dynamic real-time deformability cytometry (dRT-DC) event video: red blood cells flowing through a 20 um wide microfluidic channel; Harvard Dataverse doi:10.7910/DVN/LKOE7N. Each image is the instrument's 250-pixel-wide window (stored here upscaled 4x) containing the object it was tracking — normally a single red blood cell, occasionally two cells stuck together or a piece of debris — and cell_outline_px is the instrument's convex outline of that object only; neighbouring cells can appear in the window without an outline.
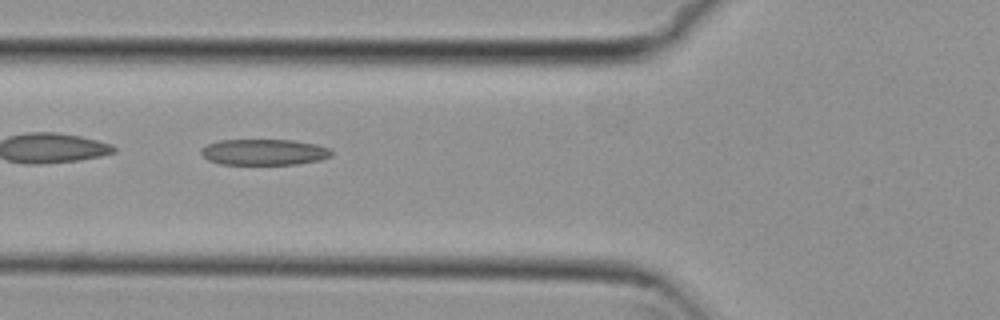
{"species": "common noctule bat (a hibernating species)", "species_latin": "Nyctalus noctula", "temperature_condition": "cold", "stored_images_in_passage": 26, "camera_frame_rate_fps": 3000, "um_per_image_px": 0.085, "animal": {"sex": "female", "body_mass_g": 29.2, "forearm_length_mm": 56.3}, "frame": {"image": 1, "passage_image": 4, "time_ms": 1.0, "image_size_px": [1000, 320], "cell_outline_px": [[332, 156], [320, 160], [296, 164], [220, 164], [208, 160], [200, 152], [200, 148], [208, 144], [220, 140], [292, 140], [316, 144], [328, 148], [332, 152]], "centroid_in_image_um": [22.43, 12.93], "position_along_channel_um": 103.4, "area_um2": 19.71}}
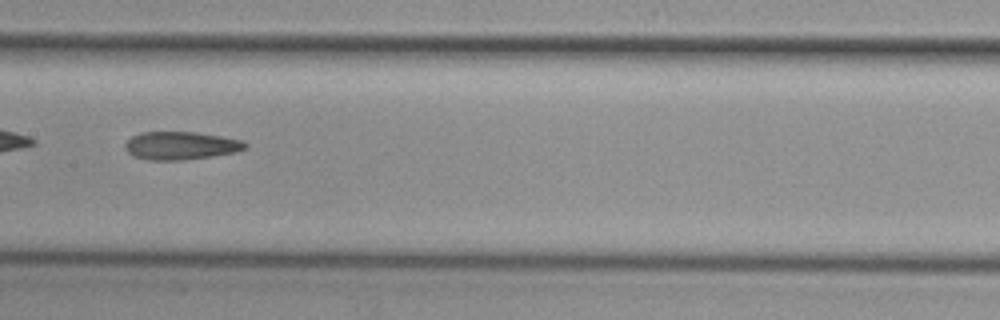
{"frame": {"image": 2, "passage_image": 11, "time_ms": 3.333, "image_size_px": [1000, 320], "cell_outline_px": [[248, 148], [236, 152], [212, 156], [184, 160], [148, 160], [132, 156], [124, 148], [124, 144], [132, 136], [140, 132], [196, 132], [220, 136], [240, 140], [248, 144]], "centroid_in_image_um": [15.35, 12.38], "position_along_channel_um": 192.1, "area_um2": 19.71}, "authors_computed_cell_mechanics": {"area_um2": 19.7387, "velocity_mm_per_s": 3.7826, "shape_relaxation_time_tau1_ms": null, "shape_relaxation_time_tau2_ms": 5.9353, "deformation_change_tau1": null, "deformation_change_tau2": 0.1821}}